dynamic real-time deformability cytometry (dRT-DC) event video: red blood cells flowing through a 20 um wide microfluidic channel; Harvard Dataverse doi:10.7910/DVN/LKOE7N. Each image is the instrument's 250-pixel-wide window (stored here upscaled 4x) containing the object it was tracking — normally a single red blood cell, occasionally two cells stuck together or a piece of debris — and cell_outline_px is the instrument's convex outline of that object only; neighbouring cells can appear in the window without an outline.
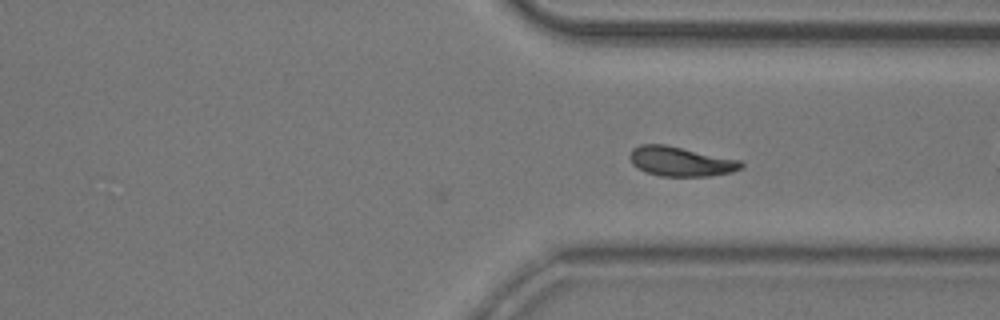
{"species": "common noctule bat (a hibernating species)", "species_latin": "Nyctalus noctula", "temperature_condition": "room temperature", "stored_images_in_passage": 30, "camera_frame_rate_fps": 3000, "um_per_image_px": 0.085, "animal": {"sex": "male", "body_mass_g": 20.5, "forearm_length_mm": 52.5}, "frame": {"image": 1, "passage_image": 30, "time_ms": 9.667, "image_size_px": [1000, 320], "cell_outline_px": [[744, 168], [732, 172], [712, 176], [660, 176], [644, 172], [636, 168], [632, 164], [628, 156], [632, 148], [640, 144], [664, 144], [740, 160], [744, 164]], "centroid_in_image_um": [57.83, 13.73], "position_along_channel_um": 353.6, "area_um2": 19.42}}